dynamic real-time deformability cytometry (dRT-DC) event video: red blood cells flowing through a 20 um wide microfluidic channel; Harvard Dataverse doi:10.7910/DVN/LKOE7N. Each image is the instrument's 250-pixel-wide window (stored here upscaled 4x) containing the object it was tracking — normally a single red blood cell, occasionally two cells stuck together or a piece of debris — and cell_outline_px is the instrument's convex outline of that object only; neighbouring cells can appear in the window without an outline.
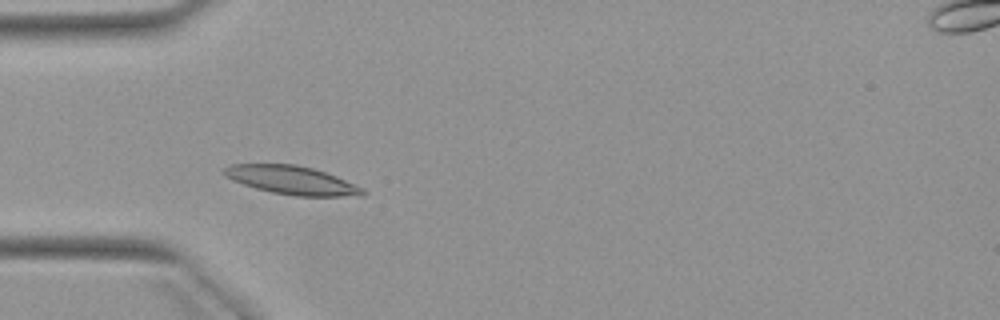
{"species": "Egyptian fruit bat (a non-hibernating species)", "species_latin": "Rousettus aegyptiacus", "temperature_condition": "warm", "stored_images_in_passage": 7, "camera_frame_rate_fps": 3000, "um_per_image_px": 0.085, "animal": {"sex": "female"}, "frame": {"image": 1, "passage_image": 4, "time_ms": 3.333, "image_size_px": [1000, 320], "cell_outline_px": [[368, 192], [364, 196], [296, 196], [272, 192], [256, 188], [232, 180], [224, 176], [224, 168], [232, 164], [296, 164], [312, 168], [336, 176], [364, 188]], "centroid_in_image_um": [24.85, 15.32], "position_along_channel_um": 60.2, "area_um2": 22.95}}
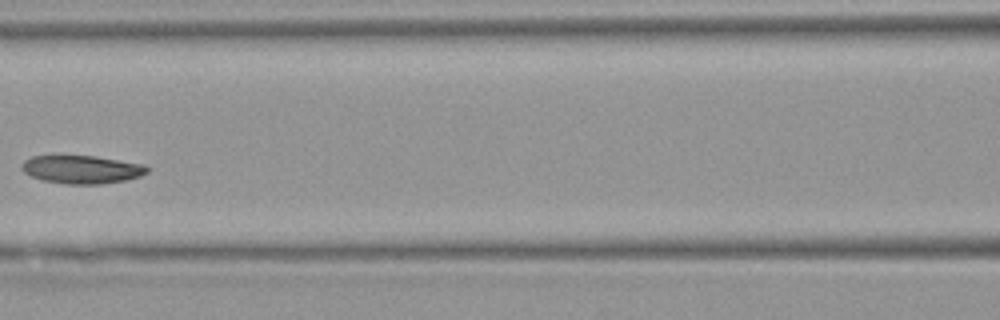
{"frame": {"image": 2, "passage_image": 6, "time_ms": 6.0, "image_size_px": [1000, 320], "cell_outline_px": [[152, 168], [148, 172], [140, 176], [124, 180], [100, 184], [64, 184], [44, 180], [32, 176], [24, 172], [20, 168], [20, 164], [24, 160], [32, 156], [60, 152], [96, 156], [144, 164]], "centroid_in_image_um": [6.9, 14.34], "position_along_channel_um": 159.7, "area_um2": 21.56}}
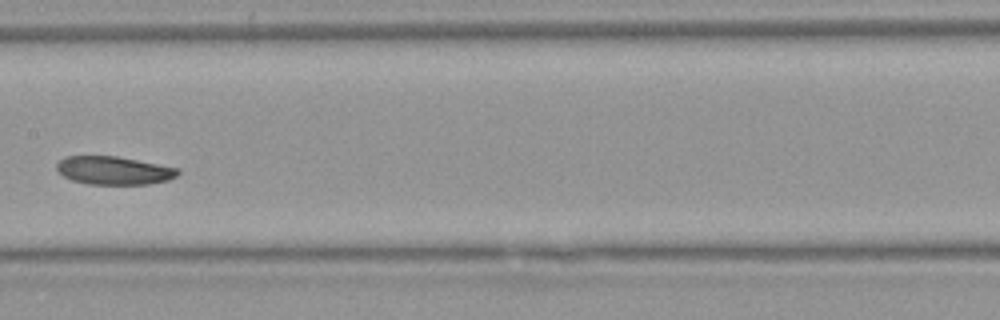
{"frame": {"image": 3, "passage_image": 7, "time_ms": 7.0, "image_size_px": [1000, 320], "cell_outline_px": [[180, 172], [176, 176], [168, 180], [148, 184], [88, 184], [72, 180], [64, 176], [56, 168], [56, 164], [64, 156], [116, 156], [180, 168]], "centroid_in_image_um": [9.69, 14.49], "position_along_channel_um": 197.7, "area_um2": 19.88}}